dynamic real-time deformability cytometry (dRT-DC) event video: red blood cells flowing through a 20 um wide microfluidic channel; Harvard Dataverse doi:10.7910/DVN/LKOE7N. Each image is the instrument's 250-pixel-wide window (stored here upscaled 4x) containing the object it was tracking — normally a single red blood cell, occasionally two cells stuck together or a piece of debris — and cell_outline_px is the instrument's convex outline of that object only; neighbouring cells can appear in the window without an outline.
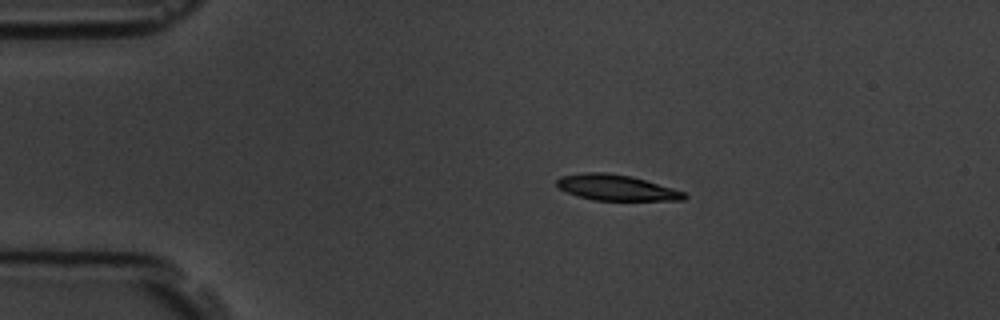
{"species": "common noctule bat (a hibernating species)", "species_latin": "Nyctalus noctula", "temperature_condition": "room temperature", "stored_images_in_passage": 8, "camera_frame_rate_fps": 3000, "um_per_image_px": 0.085, "animal": {"sex": "male", "body_mass_g": 19.5, "forearm_length_mm": 54.6}, "frame": {"image": 1, "passage_image": 2, "time_ms": 1.333, "image_size_px": [1000, 320], "cell_outline_px": [[688, 196], [684, 200], [592, 200], [568, 192], [560, 188], [556, 184], [556, 180], [560, 176], [584, 172], [608, 172], [632, 176], [672, 188], [684, 192]], "centroid_in_image_um": [52.38, 15.94], "position_along_channel_um": 32.6, "area_um2": 19.02}}
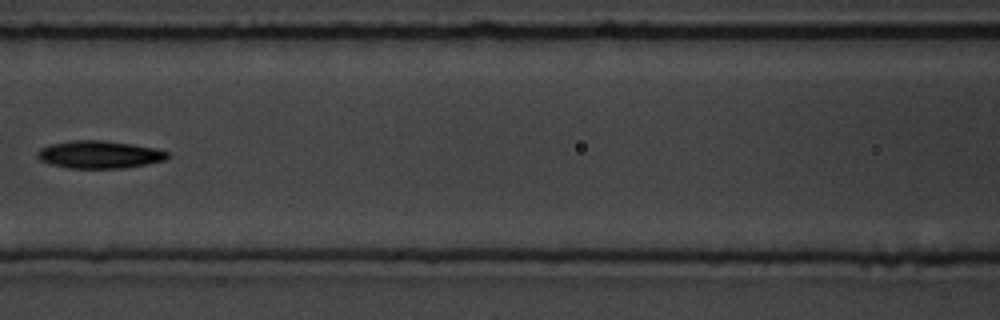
{"frame": {"image": 2, "passage_image": 6, "time_ms": 6.0, "image_size_px": [1000, 320], "cell_outline_px": [[168, 160], [148, 164], [124, 168], [68, 168], [52, 164], [40, 160], [36, 156], [40, 148], [52, 144], [72, 140], [100, 140], [132, 144], [156, 148], [168, 152]], "centroid_in_image_um": [8.48, 13.14], "position_along_channel_um": 158.1, "area_um2": 20.92}}
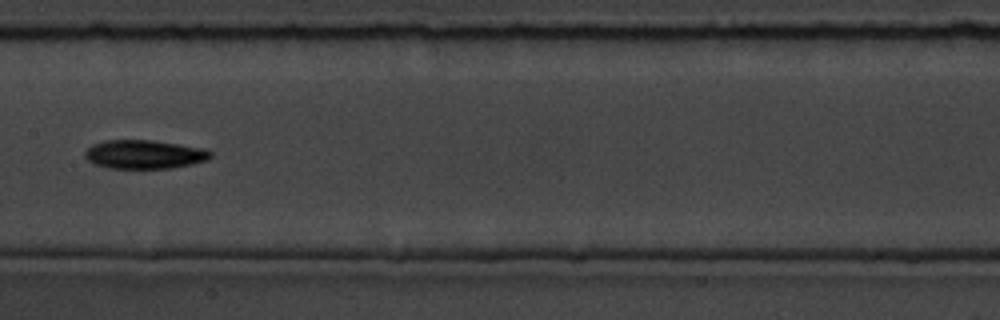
{"frame": {"image": 3, "passage_image": 7, "time_ms": 7.0, "image_size_px": [1000, 320], "cell_outline_px": [[212, 156], [208, 160], [192, 164], [172, 168], [108, 168], [92, 164], [84, 156], [84, 152], [92, 144], [104, 140], [148, 140], [204, 148], [212, 152]], "centroid_in_image_um": [12.24, 13.13], "position_along_channel_um": 195.2, "area_um2": 21.1}}